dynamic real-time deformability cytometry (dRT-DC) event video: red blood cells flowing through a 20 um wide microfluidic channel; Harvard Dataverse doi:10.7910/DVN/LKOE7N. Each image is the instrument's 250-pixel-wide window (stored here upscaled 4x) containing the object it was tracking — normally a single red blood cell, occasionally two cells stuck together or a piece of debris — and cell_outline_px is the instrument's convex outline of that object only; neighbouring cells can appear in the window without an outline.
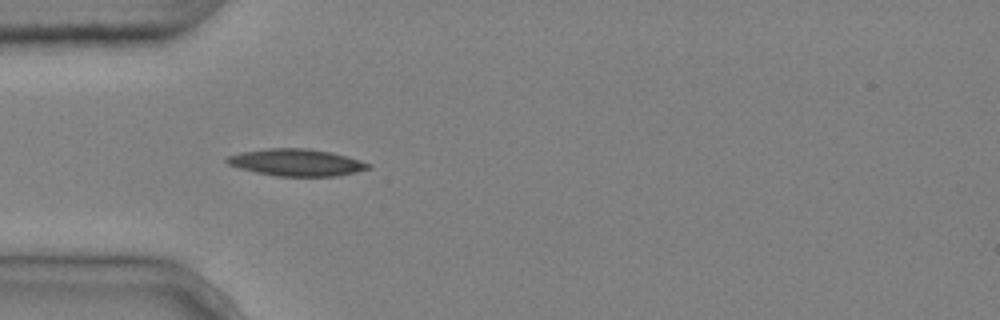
{"species": "common noctule bat (a hibernating species)", "species_latin": "Nyctalus noctula", "temperature_condition": "cold", "stored_images_in_passage": 4, "camera_frame_rate_fps": 3000, "um_per_image_px": 0.085, "animal": {"sex": "male", "body_mass_g": 20.4}, "frame": {"image": 1, "passage_image": 3, "time_ms": 0.667, "image_size_px": [1000, 320], "cell_outline_px": [[372, 168], [356, 172], [336, 176], [276, 176], [256, 172], [240, 168], [228, 164], [224, 160], [228, 156], [244, 152], [268, 148], [308, 148], [328, 152], [360, 160], [372, 164]], "centroid_in_image_um": [25.21, 13.81], "position_along_channel_um": 59.8, "area_um2": 22.02}}